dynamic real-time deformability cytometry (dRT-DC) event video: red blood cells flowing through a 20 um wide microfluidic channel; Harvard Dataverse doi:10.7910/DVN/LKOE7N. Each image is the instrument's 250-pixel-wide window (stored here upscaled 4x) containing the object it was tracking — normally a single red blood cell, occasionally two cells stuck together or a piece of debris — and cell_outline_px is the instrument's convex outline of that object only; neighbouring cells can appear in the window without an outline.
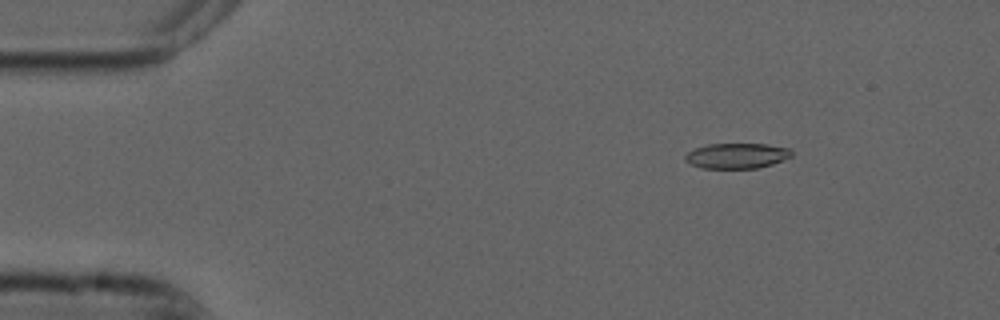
{"species": "common noctule bat (a hibernating species)", "species_latin": "Nyctalus noctula", "temperature_condition": "cold", "stored_images_in_passage": 54, "camera_frame_rate_fps": 3000, "um_per_image_px": 0.085, "animal": {"sex": "male", "forearm_length_mm": 52.5}, "frame": {"image": 1, "passage_image": 7, "time_ms": 2.0, "image_size_px": [1000, 320], "cell_outline_px": [[792, 156], [772, 164], [756, 168], [704, 168], [692, 164], [684, 160], [684, 156], [688, 152], [696, 148], [708, 144], [768, 144], [792, 148]], "centroid_in_image_um": [62.66, 13.23], "position_along_channel_um": 22.3, "area_um2": 15.66}}
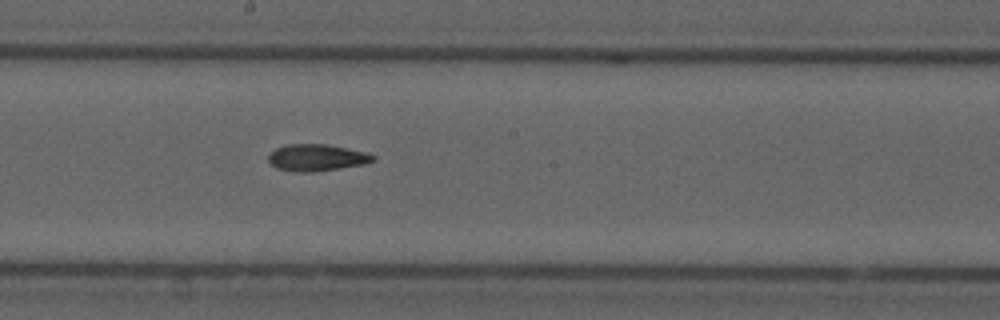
{"frame": {"image": 2, "passage_image": 29, "time_ms": 9.333, "image_size_px": [1000, 320], "cell_outline_px": [[376, 160], [364, 164], [312, 172], [296, 172], [276, 168], [268, 160], [268, 156], [276, 148], [288, 144], [324, 144], [364, 152], [376, 156]], "centroid_in_image_um": [26.9, 13.4], "position_along_channel_um": 221.3, "area_um2": 16.07}}
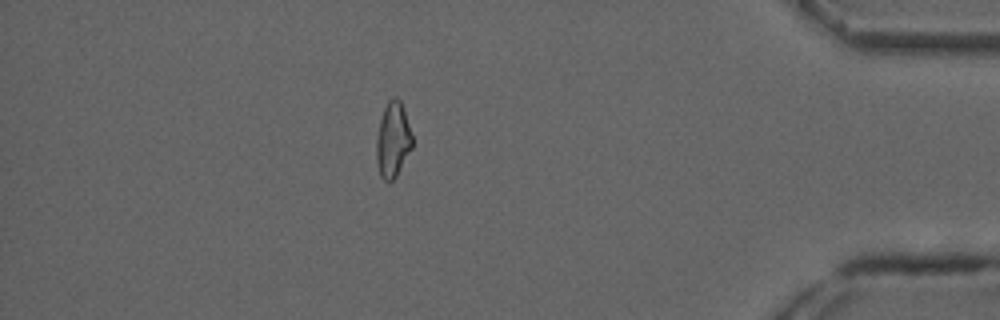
{"frame": {"image": 3, "passage_image": 47, "time_ms": 15.333, "image_size_px": [1000, 320], "cell_outline_px": [[412, 148], [396, 176], [392, 180], [384, 180], [380, 176], [376, 160], [376, 140], [380, 120], [384, 108], [388, 100], [392, 96], [396, 96], [400, 100], [412, 136]], "centroid_in_image_um": [33.38, 11.88], "position_along_channel_um": 401.8, "area_um2": 15.55}, "authors_computed_cell_mechanics": {"area_um2": 16.2418, "velocity_mm_per_s": 3.7437, "shape_relaxation_time_tau1_ms": null, "shape_relaxation_time_tau2_ms": 10.3464, "deformation_change_tau1": null, "deformation_change_tau2": 0.189}}